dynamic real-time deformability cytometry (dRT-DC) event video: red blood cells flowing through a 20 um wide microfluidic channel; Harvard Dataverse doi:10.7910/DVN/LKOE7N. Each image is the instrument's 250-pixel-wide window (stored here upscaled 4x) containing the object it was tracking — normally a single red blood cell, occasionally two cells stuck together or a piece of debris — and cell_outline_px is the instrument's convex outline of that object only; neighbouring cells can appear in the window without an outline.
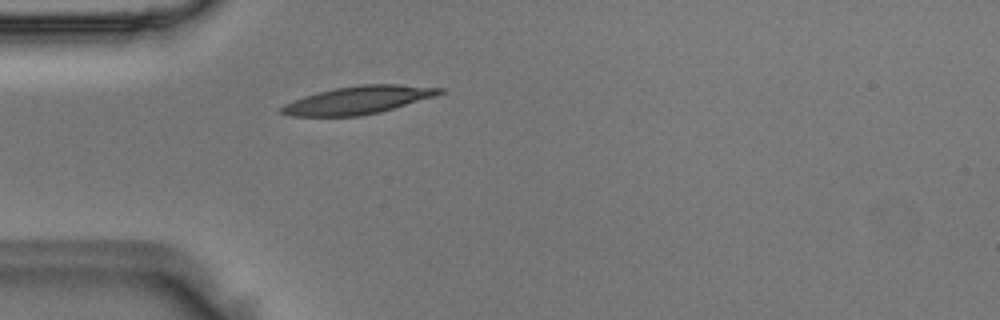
{"species": "Egyptian fruit bat (a non-hibernating species)", "species_latin": "Rousettus aegyptiacus", "temperature_condition": "room temperature", "stored_images_in_passage": 3, "camera_frame_rate_fps": 3000, "um_per_image_px": 0.085, "animal": {"sex": "male"}, "frame": {"image": 1, "passage_image": 3, "time_ms": 0.667, "image_size_px": [1000, 320], "cell_outline_px": [[444, 92], [436, 96], [380, 112], [360, 116], [292, 116], [280, 112], [280, 108], [284, 104], [304, 96], [336, 88], [364, 84], [396, 84], [444, 88]], "centroid_in_image_um": [30.47, 8.51], "position_along_channel_um": 54.5, "area_um2": 25.43}}